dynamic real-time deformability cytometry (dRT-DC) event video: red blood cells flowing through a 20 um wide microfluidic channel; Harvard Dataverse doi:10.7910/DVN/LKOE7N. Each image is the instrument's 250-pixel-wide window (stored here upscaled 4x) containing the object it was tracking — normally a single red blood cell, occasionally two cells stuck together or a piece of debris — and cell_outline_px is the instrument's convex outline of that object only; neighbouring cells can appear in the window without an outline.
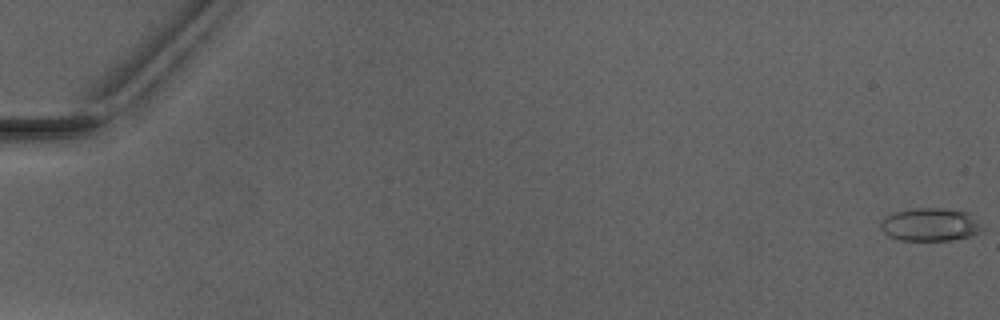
{"species": "Egyptian fruit bat (a non-hibernating species)", "species_latin": "Rousettus aegyptiacus", "temperature_condition": "warm", "stored_images_in_passage": 8, "camera_frame_rate_fps": 3000, "um_per_image_px": 0.085, "animal": {"sex": "male"}, "frame": {"image": 1, "passage_image": 1, "time_ms": 0.0, "image_size_px": [1000, 320], "cell_outline_px": [[984, 228], [972, 236], [948, 240], [900, 240], [888, 236], [880, 228], [880, 220], [884, 216], [892, 212], [916, 208], [940, 208], [968, 212]], "centroid_in_image_um": [79.01, 19.08], "position_along_channel_um": 6.0, "area_um2": 19.59}}
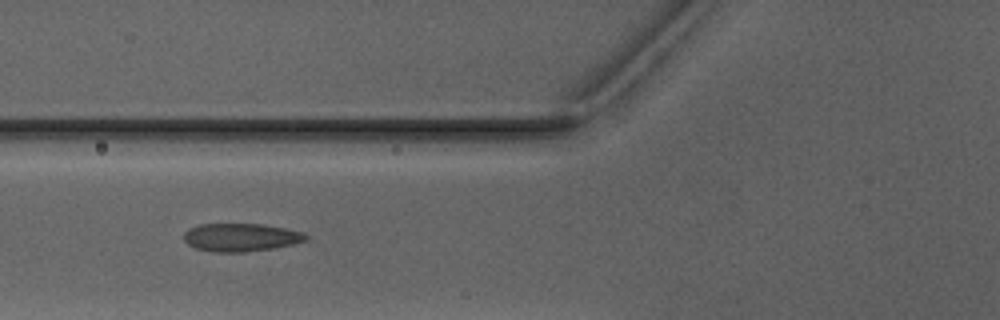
{"frame": {"image": 2, "passage_image": 7, "time_ms": 7.0, "image_size_px": [1000, 320], "cell_outline_px": [[308, 240], [276, 248], [244, 252], [212, 252], [196, 248], [188, 244], [184, 240], [184, 232], [188, 228], [200, 224], [264, 224], [304, 232], [308, 236]], "centroid_in_image_um": [20.48, 20.17], "position_along_channel_um": 105.3, "area_um2": 20.11}}
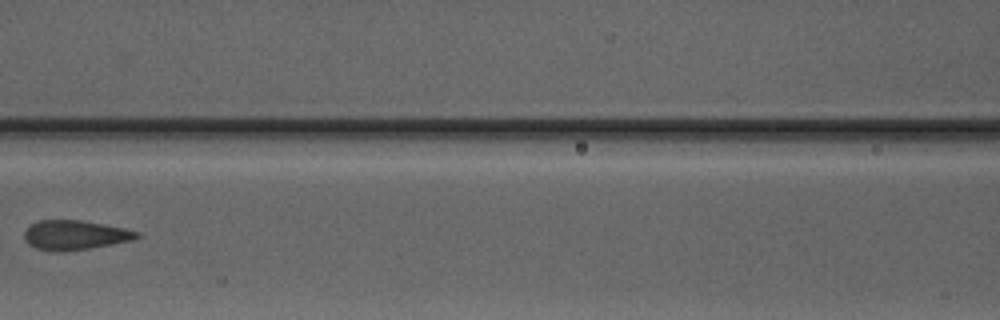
{"frame": {"image": 3, "passage_image": 8, "time_ms": 8.333, "image_size_px": [1000, 320], "cell_outline_px": [[140, 236], [132, 240], [88, 248], [60, 252], [36, 248], [28, 244], [24, 240], [24, 232], [28, 224], [40, 220], [80, 220], [124, 228], [140, 232]], "centroid_in_image_um": [6.32, 19.97], "position_along_channel_um": 160.3, "area_um2": 19.25}}